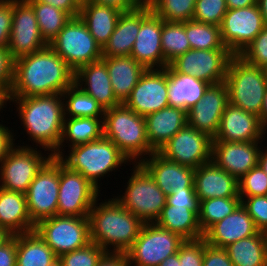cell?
Wrapping results in <instances>:
<instances>
[{
    "label": "cell",
    "mask_w": 267,
    "mask_h": 266,
    "mask_svg": "<svg viewBox=\"0 0 267 266\" xmlns=\"http://www.w3.org/2000/svg\"><path fill=\"white\" fill-rule=\"evenodd\" d=\"M12 235L5 229L0 227V247L5 244Z\"/></svg>",
    "instance_id": "obj_63"
},
{
    "label": "cell",
    "mask_w": 267,
    "mask_h": 266,
    "mask_svg": "<svg viewBox=\"0 0 267 266\" xmlns=\"http://www.w3.org/2000/svg\"><path fill=\"white\" fill-rule=\"evenodd\" d=\"M74 84L93 97L104 110L121 104L114 95L109 72L102 59L79 68L75 72Z\"/></svg>",
    "instance_id": "obj_26"
},
{
    "label": "cell",
    "mask_w": 267,
    "mask_h": 266,
    "mask_svg": "<svg viewBox=\"0 0 267 266\" xmlns=\"http://www.w3.org/2000/svg\"><path fill=\"white\" fill-rule=\"evenodd\" d=\"M155 223L178 234L184 240L204 237L199 225V211H192L186 206H172L166 203Z\"/></svg>",
    "instance_id": "obj_34"
},
{
    "label": "cell",
    "mask_w": 267,
    "mask_h": 266,
    "mask_svg": "<svg viewBox=\"0 0 267 266\" xmlns=\"http://www.w3.org/2000/svg\"><path fill=\"white\" fill-rule=\"evenodd\" d=\"M121 14L122 12L117 9L91 1H82L79 17L102 49L114 32Z\"/></svg>",
    "instance_id": "obj_32"
},
{
    "label": "cell",
    "mask_w": 267,
    "mask_h": 266,
    "mask_svg": "<svg viewBox=\"0 0 267 266\" xmlns=\"http://www.w3.org/2000/svg\"><path fill=\"white\" fill-rule=\"evenodd\" d=\"M212 143L213 138L187 124L158 153L170 161L196 169L212 160Z\"/></svg>",
    "instance_id": "obj_15"
},
{
    "label": "cell",
    "mask_w": 267,
    "mask_h": 266,
    "mask_svg": "<svg viewBox=\"0 0 267 266\" xmlns=\"http://www.w3.org/2000/svg\"><path fill=\"white\" fill-rule=\"evenodd\" d=\"M203 266H234L225 248L215 247L205 240Z\"/></svg>",
    "instance_id": "obj_52"
},
{
    "label": "cell",
    "mask_w": 267,
    "mask_h": 266,
    "mask_svg": "<svg viewBox=\"0 0 267 266\" xmlns=\"http://www.w3.org/2000/svg\"><path fill=\"white\" fill-rule=\"evenodd\" d=\"M183 241L178 234L156 223H144L132 247L126 252L128 264L158 266L167 257L177 253Z\"/></svg>",
    "instance_id": "obj_11"
},
{
    "label": "cell",
    "mask_w": 267,
    "mask_h": 266,
    "mask_svg": "<svg viewBox=\"0 0 267 266\" xmlns=\"http://www.w3.org/2000/svg\"><path fill=\"white\" fill-rule=\"evenodd\" d=\"M0 227L12 236L34 230L35 224L29 216L24 193L0 187Z\"/></svg>",
    "instance_id": "obj_28"
},
{
    "label": "cell",
    "mask_w": 267,
    "mask_h": 266,
    "mask_svg": "<svg viewBox=\"0 0 267 266\" xmlns=\"http://www.w3.org/2000/svg\"><path fill=\"white\" fill-rule=\"evenodd\" d=\"M265 133L259 116L228 103L213 141L257 142L265 139Z\"/></svg>",
    "instance_id": "obj_22"
},
{
    "label": "cell",
    "mask_w": 267,
    "mask_h": 266,
    "mask_svg": "<svg viewBox=\"0 0 267 266\" xmlns=\"http://www.w3.org/2000/svg\"><path fill=\"white\" fill-rule=\"evenodd\" d=\"M257 5L262 14L264 22L267 25V0H257Z\"/></svg>",
    "instance_id": "obj_62"
},
{
    "label": "cell",
    "mask_w": 267,
    "mask_h": 266,
    "mask_svg": "<svg viewBox=\"0 0 267 266\" xmlns=\"http://www.w3.org/2000/svg\"><path fill=\"white\" fill-rule=\"evenodd\" d=\"M258 232L252 217L240 204L233 213L212 225L204 233V238L206 243L212 246L225 248L238 240L256 235Z\"/></svg>",
    "instance_id": "obj_25"
},
{
    "label": "cell",
    "mask_w": 267,
    "mask_h": 266,
    "mask_svg": "<svg viewBox=\"0 0 267 266\" xmlns=\"http://www.w3.org/2000/svg\"><path fill=\"white\" fill-rule=\"evenodd\" d=\"M238 184L240 197L265 196L267 175L256 165L238 180Z\"/></svg>",
    "instance_id": "obj_45"
},
{
    "label": "cell",
    "mask_w": 267,
    "mask_h": 266,
    "mask_svg": "<svg viewBox=\"0 0 267 266\" xmlns=\"http://www.w3.org/2000/svg\"><path fill=\"white\" fill-rule=\"evenodd\" d=\"M33 8L42 38L49 44L72 18L65 11L46 3L26 0Z\"/></svg>",
    "instance_id": "obj_38"
},
{
    "label": "cell",
    "mask_w": 267,
    "mask_h": 266,
    "mask_svg": "<svg viewBox=\"0 0 267 266\" xmlns=\"http://www.w3.org/2000/svg\"><path fill=\"white\" fill-rule=\"evenodd\" d=\"M68 153L58 159L70 170L81 173L99 190V179L110 175V172L118 170L124 164H130L119 148L104 136L89 143L73 146L69 148Z\"/></svg>",
    "instance_id": "obj_5"
},
{
    "label": "cell",
    "mask_w": 267,
    "mask_h": 266,
    "mask_svg": "<svg viewBox=\"0 0 267 266\" xmlns=\"http://www.w3.org/2000/svg\"><path fill=\"white\" fill-rule=\"evenodd\" d=\"M225 83L229 103L244 111L260 115L267 89L263 70L234 55L228 64Z\"/></svg>",
    "instance_id": "obj_6"
},
{
    "label": "cell",
    "mask_w": 267,
    "mask_h": 266,
    "mask_svg": "<svg viewBox=\"0 0 267 266\" xmlns=\"http://www.w3.org/2000/svg\"><path fill=\"white\" fill-rule=\"evenodd\" d=\"M185 31L193 50L227 49L221 39L220 27L195 21L185 22Z\"/></svg>",
    "instance_id": "obj_40"
},
{
    "label": "cell",
    "mask_w": 267,
    "mask_h": 266,
    "mask_svg": "<svg viewBox=\"0 0 267 266\" xmlns=\"http://www.w3.org/2000/svg\"><path fill=\"white\" fill-rule=\"evenodd\" d=\"M262 141H213L212 161L218 167L239 180L249 170L258 165Z\"/></svg>",
    "instance_id": "obj_21"
},
{
    "label": "cell",
    "mask_w": 267,
    "mask_h": 266,
    "mask_svg": "<svg viewBox=\"0 0 267 266\" xmlns=\"http://www.w3.org/2000/svg\"><path fill=\"white\" fill-rule=\"evenodd\" d=\"M161 34L162 18L144 1L141 4L140 31L130 56L146 70L165 68V58L161 49Z\"/></svg>",
    "instance_id": "obj_17"
},
{
    "label": "cell",
    "mask_w": 267,
    "mask_h": 266,
    "mask_svg": "<svg viewBox=\"0 0 267 266\" xmlns=\"http://www.w3.org/2000/svg\"><path fill=\"white\" fill-rule=\"evenodd\" d=\"M140 164L149 172L166 196L171 194L174 188L179 190L195 189V169L192 167L170 161L158 152H153L143 159Z\"/></svg>",
    "instance_id": "obj_23"
},
{
    "label": "cell",
    "mask_w": 267,
    "mask_h": 266,
    "mask_svg": "<svg viewBox=\"0 0 267 266\" xmlns=\"http://www.w3.org/2000/svg\"><path fill=\"white\" fill-rule=\"evenodd\" d=\"M257 4V0H226L228 9L246 8Z\"/></svg>",
    "instance_id": "obj_58"
},
{
    "label": "cell",
    "mask_w": 267,
    "mask_h": 266,
    "mask_svg": "<svg viewBox=\"0 0 267 266\" xmlns=\"http://www.w3.org/2000/svg\"><path fill=\"white\" fill-rule=\"evenodd\" d=\"M105 62L112 89L120 103H124L146 69L130 55L102 57Z\"/></svg>",
    "instance_id": "obj_29"
},
{
    "label": "cell",
    "mask_w": 267,
    "mask_h": 266,
    "mask_svg": "<svg viewBox=\"0 0 267 266\" xmlns=\"http://www.w3.org/2000/svg\"><path fill=\"white\" fill-rule=\"evenodd\" d=\"M34 230L57 257L91 242L88 217L55 215L39 221Z\"/></svg>",
    "instance_id": "obj_9"
},
{
    "label": "cell",
    "mask_w": 267,
    "mask_h": 266,
    "mask_svg": "<svg viewBox=\"0 0 267 266\" xmlns=\"http://www.w3.org/2000/svg\"><path fill=\"white\" fill-rule=\"evenodd\" d=\"M234 266H267V233L238 240L225 247Z\"/></svg>",
    "instance_id": "obj_36"
},
{
    "label": "cell",
    "mask_w": 267,
    "mask_h": 266,
    "mask_svg": "<svg viewBox=\"0 0 267 266\" xmlns=\"http://www.w3.org/2000/svg\"><path fill=\"white\" fill-rule=\"evenodd\" d=\"M259 118H260L261 124L267 130V89H266V92L264 94L263 104H262Z\"/></svg>",
    "instance_id": "obj_59"
},
{
    "label": "cell",
    "mask_w": 267,
    "mask_h": 266,
    "mask_svg": "<svg viewBox=\"0 0 267 266\" xmlns=\"http://www.w3.org/2000/svg\"><path fill=\"white\" fill-rule=\"evenodd\" d=\"M150 147L158 152L177 132L188 124L187 111L167 106L145 117Z\"/></svg>",
    "instance_id": "obj_27"
},
{
    "label": "cell",
    "mask_w": 267,
    "mask_h": 266,
    "mask_svg": "<svg viewBox=\"0 0 267 266\" xmlns=\"http://www.w3.org/2000/svg\"><path fill=\"white\" fill-rule=\"evenodd\" d=\"M158 266H180L178 254L175 253L167 257L163 262H161Z\"/></svg>",
    "instance_id": "obj_60"
},
{
    "label": "cell",
    "mask_w": 267,
    "mask_h": 266,
    "mask_svg": "<svg viewBox=\"0 0 267 266\" xmlns=\"http://www.w3.org/2000/svg\"><path fill=\"white\" fill-rule=\"evenodd\" d=\"M131 170L125 193L114 197L144 223H155L166 205L167 196L140 163H133Z\"/></svg>",
    "instance_id": "obj_7"
},
{
    "label": "cell",
    "mask_w": 267,
    "mask_h": 266,
    "mask_svg": "<svg viewBox=\"0 0 267 266\" xmlns=\"http://www.w3.org/2000/svg\"><path fill=\"white\" fill-rule=\"evenodd\" d=\"M8 102V95L0 89V112L3 110V108H6Z\"/></svg>",
    "instance_id": "obj_64"
},
{
    "label": "cell",
    "mask_w": 267,
    "mask_h": 266,
    "mask_svg": "<svg viewBox=\"0 0 267 266\" xmlns=\"http://www.w3.org/2000/svg\"><path fill=\"white\" fill-rule=\"evenodd\" d=\"M167 92V67L148 69L141 75L123 104L138 115L146 117L169 106Z\"/></svg>",
    "instance_id": "obj_19"
},
{
    "label": "cell",
    "mask_w": 267,
    "mask_h": 266,
    "mask_svg": "<svg viewBox=\"0 0 267 266\" xmlns=\"http://www.w3.org/2000/svg\"><path fill=\"white\" fill-rule=\"evenodd\" d=\"M164 21L187 22L192 19L196 0H145Z\"/></svg>",
    "instance_id": "obj_42"
},
{
    "label": "cell",
    "mask_w": 267,
    "mask_h": 266,
    "mask_svg": "<svg viewBox=\"0 0 267 266\" xmlns=\"http://www.w3.org/2000/svg\"><path fill=\"white\" fill-rule=\"evenodd\" d=\"M98 199L100 200L99 197L95 200L88 215L91 242L106 252L126 253L138 237L144 222L114 197L104 199L105 202L99 204Z\"/></svg>",
    "instance_id": "obj_3"
},
{
    "label": "cell",
    "mask_w": 267,
    "mask_h": 266,
    "mask_svg": "<svg viewBox=\"0 0 267 266\" xmlns=\"http://www.w3.org/2000/svg\"><path fill=\"white\" fill-rule=\"evenodd\" d=\"M166 203L172 206H186L192 211H199L200 202L195 189H172L171 194L167 195Z\"/></svg>",
    "instance_id": "obj_51"
},
{
    "label": "cell",
    "mask_w": 267,
    "mask_h": 266,
    "mask_svg": "<svg viewBox=\"0 0 267 266\" xmlns=\"http://www.w3.org/2000/svg\"><path fill=\"white\" fill-rule=\"evenodd\" d=\"M194 187L199 202L210 198H240L238 180L212 160L195 169Z\"/></svg>",
    "instance_id": "obj_24"
},
{
    "label": "cell",
    "mask_w": 267,
    "mask_h": 266,
    "mask_svg": "<svg viewBox=\"0 0 267 266\" xmlns=\"http://www.w3.org/2000/svg\"><path fill=\"white\" fill-rule=\"evenodd\" d=\"M262 70H263V74H264V77H265V80L267 81V64L264 65L263 67H261Z\"/></svg>",
    "instance_id": "obj_65"
},
{
    "label": "cell",
    "mask_w": 267,
    "mask_h": 266,
    "mask_svg": "<svg viewBox=\"0 0 267 266\" xmlns=\"http://www.w3.org/2000/svg\"><path fill=\"white\" fill-rule=\"evenodd\" d=\"M228 103L225 82L209 85L202 99L187 111L188 125L214 138Z\"/></svg>",
    "instance_id": "obj_20"
},
{
    "label": "cell",
    "mask_w": 267,
    "mask_h": 266,
    "mask_svg": "<svg viewBox=\"0 0 267 266\" xmlns=\"http://www.w3.org/2000/svg\"><path fill=\"white\" fill-rule=\"evenodd\" d=\"M103 136L111 140L132 164L140 163L155 152L148 143L145 117L123 103L105 110Z\"/></svg>",
    "instance_id": "obj_4"
},
{
    "label": "cell",
    "mask_w": 267,
    "mask_h": 266,
    "mask_svg": "<svg viewBox=\"0 0 267 266\" xmlns=\"http://www.w3.org/2000/svg\"><path fill=\"white\" fill-rule=\"evenodd\" d=\"M167 85L169 106L188 111L202 99L210 84L191 75L175 73L167 66Z\"/></svg>",
    "instance_id": "obj_31"
},
{
    "label": "cell",
    "mask_w": 267,
    "mask_h": 266,
    "mask_svg": "<svg viewBox=\"0 0 267 266\" xmlns=\"http://www.w3.org/2000/svg\"><path fill=\"white\" fill-rule=\"evenodd\" d=\"M141 25V4L134 10L122 12L115 30L102 48V57L131 55Z\"/></svg>",
    "instance_id": "obj_30"
},
{
    "label": "cell",
    "mask_w": 267,
    "mask_h": 266,
    "mask_svg": "<svg viewBox=\"0 0 267 266\" xmlns=\"http://www.w3.org/2000/svg\"><path fill=\"white\" fill-rule=\"evenodd\" d=\"M58 257L33 230L17 234L16 266H57Z\"/></svg>",
    "instance_id": "obj_35"
},
{
    "label": "cell",
    "mask_w": 267,
    "mask_h": 266,
    "mask_svg": "<svg viewBox=\"0 0 267 266\" xmlns=\"http://www.w3.org/2000/svg\"><path fill=\"white\" fill-rule=\"evenodd\" d=\"M17 106L21 125L36 147L53 154L61 141L64 104L61 94L8 97Z\"/></svg>",
    "instance_id": "obj_2"
},
{
    "label": "cell",
    "mask_w": 267,
    "mask_h": 266,
    "mask_svg": "<svg viewBox=\"0 0 267 266\" xmlns=\"http://www.w3.org/2000/svg\"><path fill=\"white\" fill-rule=\"evenodd\" d=\"M14 0H0V48H7L11 34Z\"/></svg>",
    "instance_id": "obj_49"
},
{
    "label": "cell",
    "mask_w": 267,
    "mask_h": 266,
    "mask_svg": "<svg viewBox=\"0 0 267 266\" xmlns=\"http://www.w3.org/2000/svg\"><path fill=\"white\" fill-rule=\"evenodd\" d=\"M91 1L99 5L111 7L121 12H128L137 8L145 0H83Z\"/></svg>",
    "instance_id": "obj_56"
},
{
    "label": "cell",
    "mask_w": 267,
    "mask_h": 266,
    "mask_svg": "<svg viewBox=\"0 0 267 266\" xmlns=\"http://www.w3.org/2000/svg\"><path fill=\"white\" fill-rule=\"evenodd\" d=\"M48 44L42 38L35 12L26 0H14L11 34L7 49L14 60L44 49Z\"/></svg>",
    "instance_id": "obj_18"
},
{
    "label": "cell",
    "mask_w": 267,
    "mask_h": 266,
    "mask_svg": "<svg viewBox=\"0 0 267 266\" xmlns=\"http://www.w3.org/2000/svg\"><path fill=\"white\" fill-rule=\"evenodd\" d=\"M161 49L165 58V68L173 60L191 50L185 31V22L164 21L162 19Z\"/></svg>",
    "instance_id": "obj_39"
},
{
    "label": "cell",
    "mask_w": 267,
    "mask_h": 266,
    "mask_svg": "<svg viewBox=\"0 0 267 266\" xmlns=\"http://www.w3.org/2000/svg\"><path fill=\"white\" fill-rule=\"evenodd\" d=\"M258 165L267 175V147H266V150L265 149L263 150V147H262V150L260 151V154H259Z\"/></svg>",
    "instance_id": "obj_61"
},
{
    "label": "cell",
    "mask_w": 267,
    "mask_h": 266,
    "mask_svg": "<svg viewBox=\"0 0 267 266\" xmlns=\"http://www.w3.org/2000/svg\"><path fill=\"white\" fill-rule=\"evenodd\" d=\"M265 25L257 4L228 9L220 26L222 42L233 55H239Z\"/></svg>",
    "instance_id": "obj_16"
},
{
    "label": "cell",
    "mask_w": 267,
    "mask_h": 266,
    "mask_svg": "<svg viewBox=\"0 0 267 266\" xmlns=\"http://www.w3.org/2000/svg\"><path fill=\"white\" fill-rule=\"evenodd\" d=\"M58 191L59 159L52 157L37 173L25 193L27 210L35 225L57 215Z\"/></svg>",
    "instance_id": "obj_13"
},
{
    "label": "cell",
    "mask_w": 267,
    "mask_h": 266,
    "mask_svg": "<svg viewBox=\"0 0 267 266\" xmlns=\"http://www.w3.org/2000/svg\"><path fill=\"white\" fill-rule=\"evenodd\" d=\"M48 45L74 72L102 59L101 47L79 16L72 17Z\"/></svg>",
    "instance_id": "obj_8"
},
{
    "label": "cell",
    "mask_w": 267,
    "mask_h": 266,
    "mask_svg": "<svg viewBox=\"0 0 267 266\" xmlns=\"http://www.w3.org/2000/svg\"><path fill=\"white\" fill-rule=\"evenodd\" d=\"M100 191L81 173L70 170L59 160L57 215L88 217Z\"/></svg>",
    "instance_id": "obj_12"
},
{
    "label": "cell",
    "mask_w": 267,
    "mask_h": 266,
    "mask_svg": "<svg viewBox=\"0 0 267 266\" xmlns=\"http://www.w3.org/2000/svg\"><path fill=\"white\" fill-rule=\"evenodd\" d=\"M97 266H129L127 254L124 252H105Z\"/></svg>",
    "instance_id": "obj_57"
},
{
    "label": "cell",
    "mask_w": 267,
    "mask_h": 266,
    "mask_svg": "<svg viewBox=\"0 0 267 266\" xmlns=\"http://www.w3.org/2000/svg\"><path fill=\"white\" fill-rule=\"evenodd\" d=\"M241 204L252 217L255 227L267 233V198L265 196L240 197Z\"/></svg>",
    "instance_id": "obj_48"
},
{
    "label": "cell",
    "mask_w": 267,
    "mask_h": 266,
    "mask_svg": "<svg viewBox=\"0 0 267 266\" xmlns=\"http://www.w3.org/2000/svg\"><path fill=\"white\" fill-rule=\"evenodd\" d=\"M75 72L49 46L14 60L8 97L62 94L74 84Z\"/></svg>",
    "instance_id": "obj_1"
},
{
    "label": "cell",
    "mask_w": 267,
    "mask_h": 266,
    "mask_svg": "<svg viewBox=\"0 0 267 266\" xmlns=\"http://www.w3.org/2000/svg\"><path fill=\"white\" fill-rule=\"evenodd\" d=\"M64 117L104 118L105 110L89 94L73 84L62 94Z\"/></svg>",
    "instance_id": "obj_37"
},
{
    "label": "cell",
    "mask_w": 267,
    "mask_h": 266,
    "mask_svg": "<svg viewBox=\"0 0 267 266\" xmlns=\"http://www.w3.org/2000/svg\"><path fill=\"white\" fill-rule=\"evenodd\" d=\"M32 146L17 144L2 160L0 163L1 188L25 194L37 173L53 157L50 152L43 154L34 147V144Z\"/></svg>",
    "instance_id": "obj_10"
},
{
    "label": "cell",
    "mask_w": 267,
    "mask_h": 266,
    "mask_svg": "<svg viewBox=\"0 0 267 266\" xmlns=\"http://www.w3.org/2000/svg\"><path fill=\"white\" fill-rule=\"evenodd\" d=\"M241 204V198H210L200 201L199 225L204 234L216 222L224 219Z\"/></svg>",
    "instance_id": "obj_41"
},
{
    "label": "cell",
    "mask_w": 267,
    "mask_h": 266,
    "mask_svg": "<svg viewBox=\"0 0 267 266\" xmlns=\"http://www.w3.org/2000/svg\"><path fill=\"white\" fill-rule=\"evenodd\" d=\"M13 130L9 129L5 124L0 122V163L8 155L11 149L16 145ZM14 138V139H13Z\"/></svg>",
    "instance_id": "obj_55"
},
{
    "label": "cell",
    "mask_w": 267,
    "mask_h": 266,
    "mask_svg": "<svg viewBox=\"0 0 267 266\" xmlns=\"http://www.w3.org/2000/svg\"><path fill=\"white\" fill-rule=\"evenodd\" d=\"M35 1L52 5L56 8L65 11L71 17H77L80 14V9L83 0H35Z\"/></svg>",
    "instance_id": "obj_54"
},
{
    "label": "cell",
    "mask_w": 267,
    "mask_h": 266,
    "mask_svg": "<svg viewBox=\"0 0 267 266\" xmlns=\"http://www.w3.org/2000/svg\"><path fill=\"white\" fill-rule=\"evenodd\" d=\"M106 251L96 243L76 249L58 257L57 266H97Z\"/></svg>",
    "instance_id": "obj_43"
},
{
    "label": "cell",
    "mask_w": 267,
    "mask_h": 266,
    "mask_svg": "<svg viewBox=\"0 0 267 266\" xmlns=\"http://www.w3.org/2000/svg\"><path fill=\"white\" fill-rule=\"evenodd\" d=\"M102 136L103 118L65 117L61 141L52 156L54 158H59L63 155L65 153V150L63 149L66 145L65 143H68V145L70 144L68 148H71L76 145L100 139Z\"/></svg>",
    "instance_id": "obj_33"
},
{
    "label": "cell",
    "mask_w": 267,
    "mask_h": 266,
    "mask_svg": "<svg viewBox=\"0 0 267 266\" xmlns=\"http://www.w3.org/2000/svg\"><path fill=\"white\" fill-rule=\"evenodd\" d=\"M14 80V59L7 48H0V89L9 94Z\"/></svg>",
    "instance_id": "obj_50"
},
{
    "label": "cell",
    "mask_w": 267,
    "mask_h": 266,
    "mask_svg": "<svg viewBox=\"0 0 267 266\" xmlns=\"http://www.w3.org/2000/svg\"><path fill=\"white\" fill-rule=\"evenodd\" d=\"M227 10L226 0H196L192 19L220 27Z\"/></svg>",
    "instance_id": "obj_44"
},
{
    "label": "cell",
    "mask_w": 267,
    "mask_h": 266,
    "mask_svg": "<svg viewBox=\"0 0 267 266\" xmlns=\"http://www.w3.org/2000/svg\"><path fill=\"white\" fill-rule=\"evenodd\" d=\"M228 49L188 50L168 66L175 72L191 75L210 85L225 82L230 59Z\"/></svg>",
    "instance_id": "obj_14"
},
{
    "label": "cell",
    "mask_w": 267,
    "mask_h": 266,
    "mask_svg": "<svg viewBox=\"0 0 267 266\" xmlns=\"http://www.w3.org/2000/svg\"><path fill=\"white\" fill-rule=\"evenodd\" d=\"M205 238L184 240L177 251L180 266H203Z\"/></svg>",
    "instance_id": "obj_47"
},
{
    "label": "cell",
    "mask_w": 267,
    "mask_h": 266,
    "mask_svg": "<svg viewBox=\"0 0 267 266\" xmlns=\"http://www.w3.org/2000/svg\"><path fill=\"white\" fill-rule=\"evenodd\" d=\"M238 56L260 68L267 64V25Z\"/></svg>",
    "instance_id": "obj_46"
},
{
    "label": "cell",
    "mask_w": 267,
    "mask_h": 266,
    "mask_svg": "<svg viewBox=\"0 0 267 266\" xmlns=\"http://www.w3.org/2000/svg\"><path fill=\"white\" fill-rule=\"evenodd\" d=\"M17 235L0 247V266H16Z\"/></svg>",
    "instance_id": "obj_53"
}]
</instances>
